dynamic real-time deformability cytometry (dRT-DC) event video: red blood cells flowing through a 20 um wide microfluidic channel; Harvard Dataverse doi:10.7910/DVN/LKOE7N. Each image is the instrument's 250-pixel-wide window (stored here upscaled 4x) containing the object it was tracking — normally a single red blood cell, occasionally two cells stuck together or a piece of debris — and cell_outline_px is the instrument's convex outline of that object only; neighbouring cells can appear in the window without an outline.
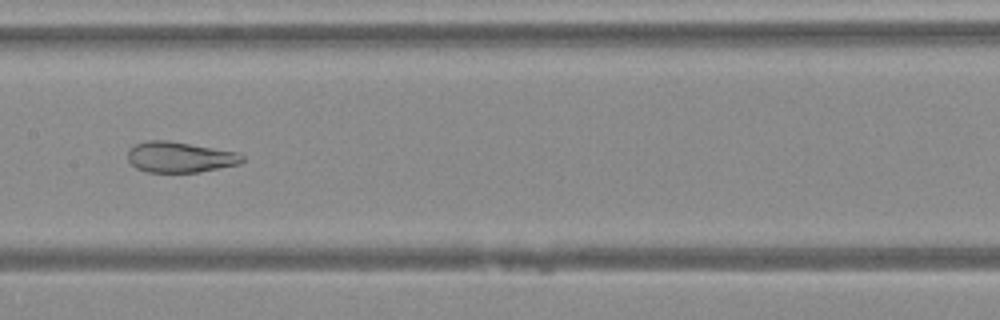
{"species": "Egyptian fruit bat (a non-hibernating species)", "species_latin": "Rousettus aegyptiacus", "temperature_condition": "warm", "stored_images_in_passage": 31, "camera_frame_rate_fps": 3000, "um_per_image_px": 0.085, "animal": {"sex": "female"}, "frame": {"image": 1, "passage_image": 18, "time_ms": 5.667, "image_size_px": [1000, 320], "cell_outline_px": [[244, 160], [240, 164], [200, 172], [148, 172], [136, 168], [128, 160], [128, 148], [136, 144], [148, 140], [168, 140], [240, 152], [244, 156]], "centroid_in_image_um": [15.32, 13.35], "position_along_channel_um": 192.1, "area_um2": 20.69}}
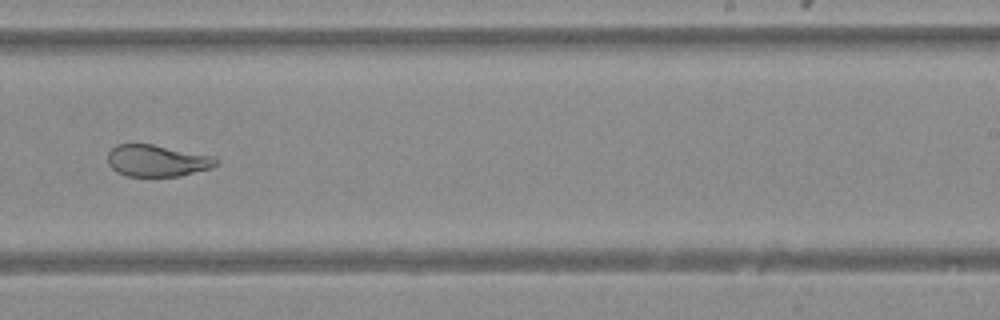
{"frame": {"image": 2, "passage_image": 24, "time_ms": 7.667, "image_size_px": [1000, 320], "cell_outline_px": [[220, 160], [212, 168], [180, 176], [128, 176], [116, 172], [108, 164], [108, 152], [116, 144], [152, 144], [212, 156]], "centroid_in_image_um": [13.34, 13.66], "position_along_channel_um": 275.7, "area_um2": 20.0}}
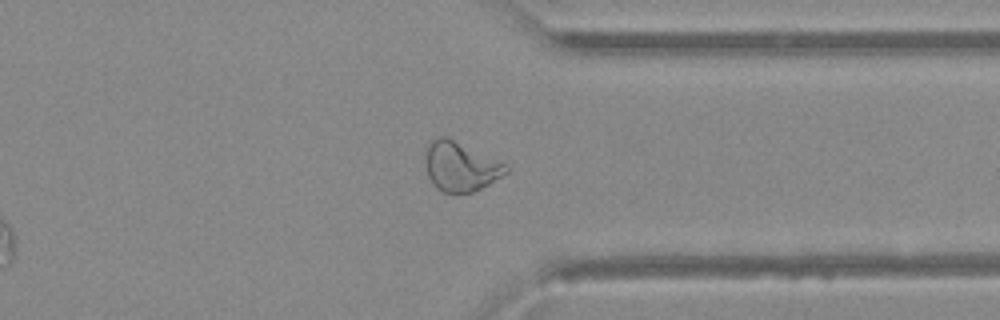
{"frame": {"image": 3, "passage_image": 31, "time_ms": 10.0, "image_size_px": [1000, 320], "cell_outline_px": [[508, 172], [488, 184], [472, 192], [444, 192], [436, 188], [432, 184], [428, 176], [428, 140], [440, 136], [444, 136], [504, 160], [508, 168]], "centroid_in_image_um": [39.21, 14.13], "position_along_channel_um": 372.2, "area_um2": 23.06}}